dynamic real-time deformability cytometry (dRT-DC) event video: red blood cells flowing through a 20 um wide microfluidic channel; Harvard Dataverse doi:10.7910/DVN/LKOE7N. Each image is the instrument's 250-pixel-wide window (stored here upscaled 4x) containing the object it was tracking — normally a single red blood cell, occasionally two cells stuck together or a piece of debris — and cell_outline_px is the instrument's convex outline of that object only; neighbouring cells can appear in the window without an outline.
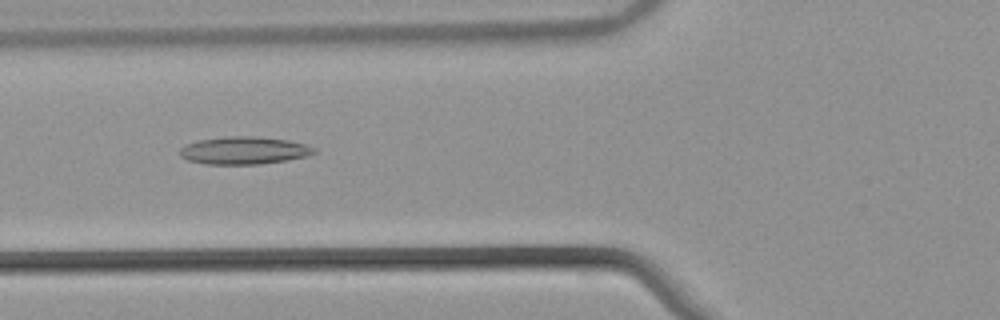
{"species": "common noctule bat (a hibernating species)", "species_latin": "Nyctalus noctula", "temperature_condition": "warm", "stored_images_in_passage": 53, "camera_frame_rate_fps": 3000, "um_per_image_px": 0.085, "animal": {"sex": "male", "body_mass_g": 21.5, "forearm_length_mm": 52.0}, "frame": {"image": 1, "passage_image": 21, "time_ms": 6.667, "image_size_px": [1000, 320], "cell_outline_px": [[316, 152], [308, 156], [288, 160], [260, 164], [204, 164], [188, 160], [180, 156], [180, 148], [184, 144], [200, 140], [228, 136], [252, 136], [288, 140], [304, 144], [316, 148]], "centroid_in_image_um": [20.74, 12.79], "position_along_channel_um": 105.1, "area_um2": 21.62}}
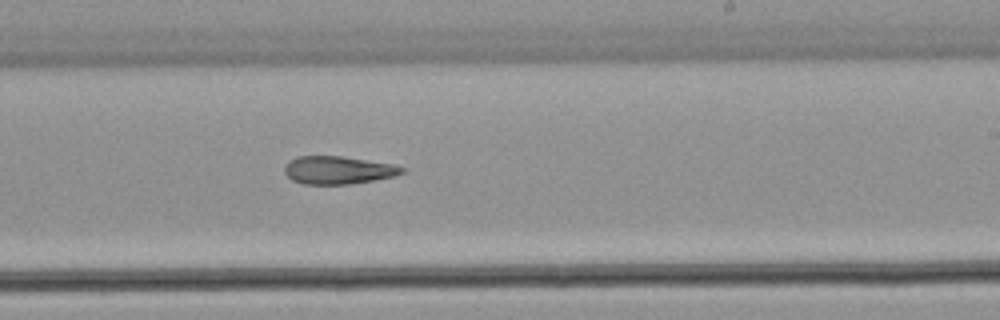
{"frame": {"image": 2, "passage_image": 33, "time_ms": 10.667, "image_size_px": [1000, 320], "cell_outline_px": [[404, 172], [396, 176], [348, 184], [304, 184], [292, 180], [284, 172], [284, 168], [288, 160], [296, 156], [340, 156], [392, 164], [404, 168]], "centroid_in_image_um": [28.7, 14.45], "position_along_channel_um": 260.3, "area_um2": 18.96}}
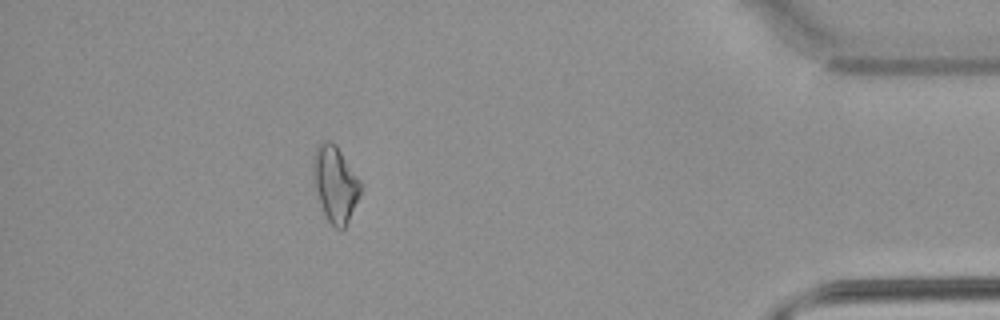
{"frame": {"image": 3, "passage_image": 48, "time_ms": 15.667, "image_size_px": [1000, 320], "cell_outline_px": [[364, 184], [348, 220], [344, 228], [336, 228], [324, 216], [312, 180], [312, 156], [316, 144], [320, 140], [332, 140], [336, 144]], "centroid_in_image_um": [28.46, 15.54], "position_along_channel_um": 406.7, "area_um2": 21.56}, "authors_computed_cell_mechanics": {"area_um2": 20.808, "velocity_mm_per_s": 3.886, "shape_relaxation_time_tau1_ms": null, "shape_relaxation_time_tau2_ms": 8.4692, "deformation_change_tau1": null, "deformation_change_tau2": 0.2313}}